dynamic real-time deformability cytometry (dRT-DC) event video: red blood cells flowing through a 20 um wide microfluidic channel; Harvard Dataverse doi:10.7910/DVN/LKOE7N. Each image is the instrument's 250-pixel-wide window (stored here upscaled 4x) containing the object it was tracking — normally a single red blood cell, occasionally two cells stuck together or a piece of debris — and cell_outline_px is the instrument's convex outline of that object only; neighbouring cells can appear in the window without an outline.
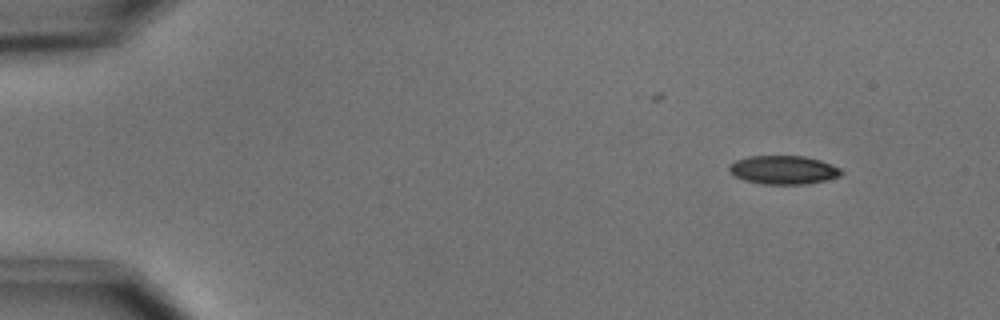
{"species": "common noctule bat (a hibernating species)", "species_latin": "Nyctalus noctula", "temperature_condition": "cold", "stored_images_in_passage": 4, "camera_frame_rate_fps": 3000, "um_per_image_px": 0.085, "animal": {"sex": "male", "body_mass_g": 15.6}, "frame": {"image": 1, "passage_image": 1, "time_ms": 0.0, "image_size_px": [1000, 320], "cell_outline_px": [[844, 172], [840, 176], [824, 180], [804, 184], [764, 184], [744, 180], [728, 172], [728, 164], [736, 160], [748, 156], [804, 156], [820, 160], [840, 168]], "centroid_in_image_um": [66.56, 14.43], "position_along_channel_um": 18.4, "area_um2": 18.67}}
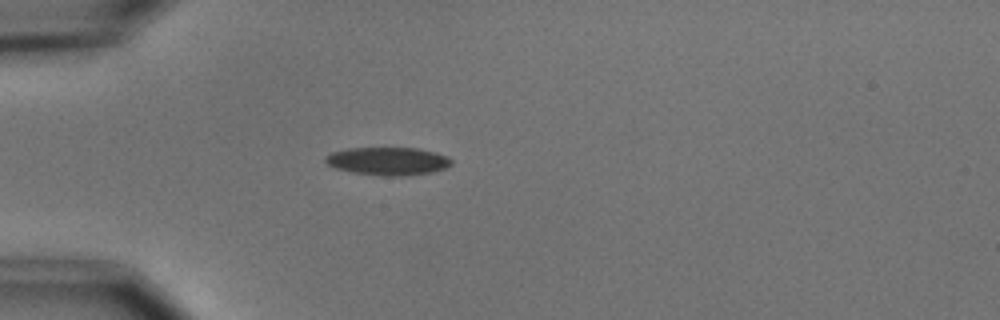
{"frame": {"image": 2, "passage_image": 4, "time_ms": 3.333, "image_size_px": [1000, 320], "cell_outline_px": [[452, 164], [448, 168], [432, 172], [400, 176], [384, 176], [352, 172], [336, 168], [328, 164], [324, 160], [324, 156], [332, 152], [348, 148], [416, 148], [436, 152], [448, 156], [452, 160]], "centroid_in_image_um": [33.0, 13.69], "position_along_channel_um": 52.0, "area_um2": 20.63}}